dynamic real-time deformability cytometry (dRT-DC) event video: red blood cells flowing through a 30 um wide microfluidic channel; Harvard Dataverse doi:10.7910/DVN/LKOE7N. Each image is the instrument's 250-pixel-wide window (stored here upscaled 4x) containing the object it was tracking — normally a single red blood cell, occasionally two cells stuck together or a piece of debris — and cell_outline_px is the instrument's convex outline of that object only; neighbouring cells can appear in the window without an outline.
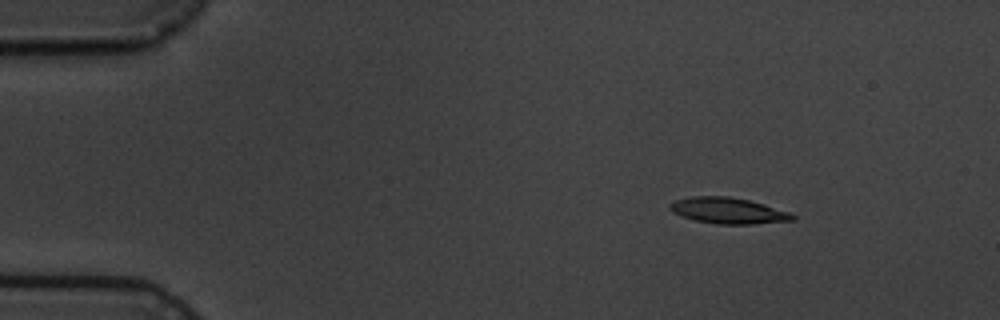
{"species": "common noctule bat (a hibernating species)", "species_latin": "Nyctalus noctula", "temperature_condition": "cold", "stored_images_in_passage": 9, "camera_frame_rate_fps": 3000, "um_per_image_px": 0.085, "animal": {"sex": "male", "body_mass_g": 19.5, "forearm_length_mm": 54.6}, "frame": {"image": 1, "passage_image": 3, "time_ms": 2.333, "image_size_px": [1000, 320], "cell_outline_px": [[796, 220], [752, 224], [716, 224], [696, 220], [672, 212], [668, 208], [668, 204], [676, 200], [692, 196], [728, 196], [748, 200], [764, 204], [792, 212], [796, 216]], "centroid_in_image_um": [61.93, 17.9], "position_along_channel_um": 23.1, "area_um2": 18.67}}
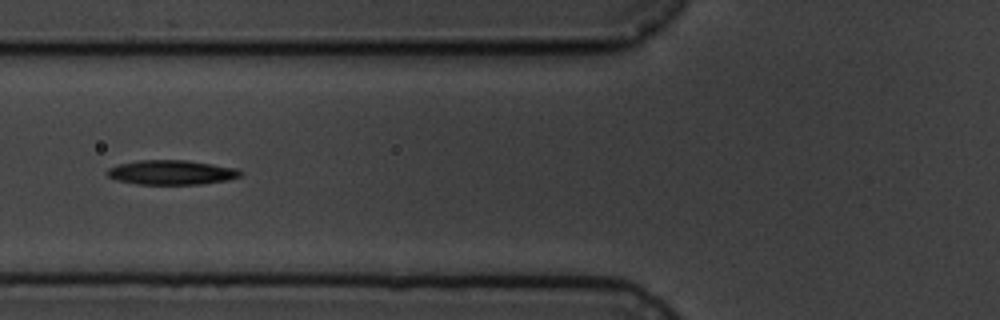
{"frame": {"image": 2, "passage_image": 7, "time_ms": 7.0, "image_size_px": [1000, 320], "cell_outline_px": [[244, 172], [240, 176], [228, 180], [200, 184], [136, 184], [116, 180], [108, 176], [108, 168], [120, 164], [140, 160], [188, 160], [236, 168]], "centroid_in_image_um": [14.6, 14.65], "position_along_channel_um": 111.2, "area_um2": 18.96}}
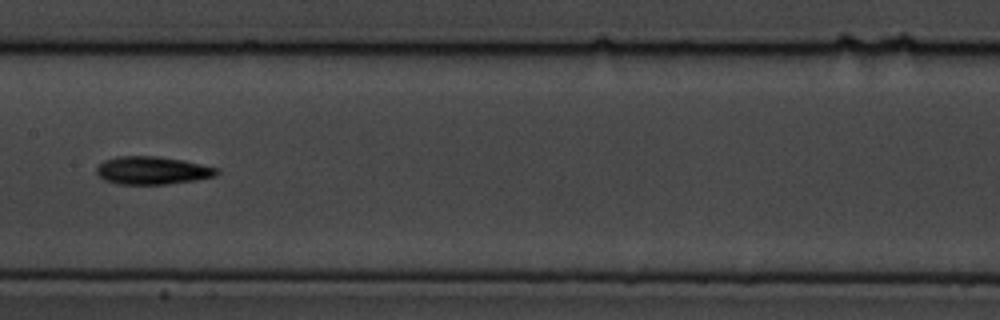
{"frame": {"image": 3, "passage_image": 9, "time_ms": 9.333, "image_size_px": [1000, 320], "cell_outline_px": [[220, 172], [216, 176], [196, 180], [168, 184], [116, 184], [104, 180], [96, 172], [96, 168], [104, 160], [116, 156], [160, 156], [184, 160], [220, 168]], "centroid_in_image_um": [12.98, 14.48], "position_along_channel_um": 194.4, "area_um2": 19.83}}